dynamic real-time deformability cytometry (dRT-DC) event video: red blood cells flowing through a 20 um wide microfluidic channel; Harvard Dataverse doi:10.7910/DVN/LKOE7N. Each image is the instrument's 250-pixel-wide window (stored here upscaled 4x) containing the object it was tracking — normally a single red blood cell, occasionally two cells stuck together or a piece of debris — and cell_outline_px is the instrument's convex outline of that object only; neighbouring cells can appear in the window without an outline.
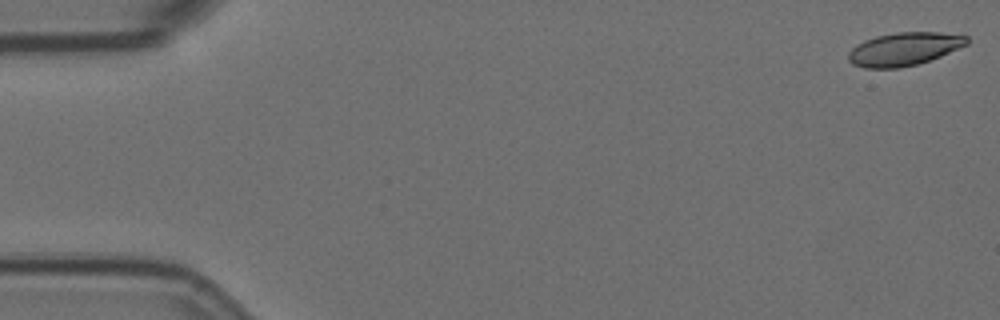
{"species": "Egyptian fruit bat (a non-hibernating species)", "species_latin": "Rousettus aegyptiacus", "temperature_condition": "room temperature", "stored_images_in_passage": 5, "camera_frame_rate_fps": 3000, "um_per_image_px": 0.085, "animal": {"sex": "female"}, "frame": {"image": 1, "passage_image": 1, "time_ms": 0.0, "image_size_px": [1000, 320], "cell_outline_px": [[968, 44], [940, 56], [916, 64], [900, 68], [864, 68], [852, 64], [848, 60], [848, 52], [856, 44], [864, 40], [876, 36], [896, 32], [940, 32], [968, 36]], "centroid_in_image_um": [76.82, 4.16], "position_along_channel_um": 8.2, "area_um2": 22.89}}
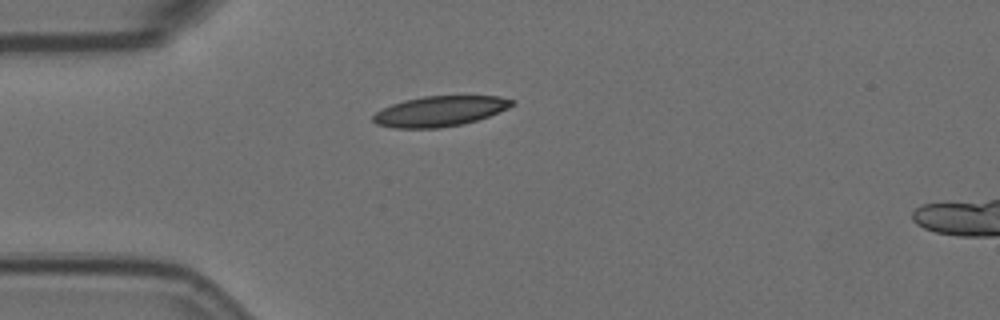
{"frame": {"image": 2, "passage_image": 5, "time_ms": 1.333, "image_size_px": [1000, 320], "cell_outline_px": [[516, 104], [508, 108], [488, 116], [476, 120], [460, 124], [440, 128], [392, 128], [376, 124], [372, 120], [372, 116], [376, 112], [392, 104], [404, 100], [424, 96], [500, 96], [516, 100]], "centroid_in_image_um": [37.39, 9.45], "position_along_channel_um": 47.6, "area_um2": 24.51}}